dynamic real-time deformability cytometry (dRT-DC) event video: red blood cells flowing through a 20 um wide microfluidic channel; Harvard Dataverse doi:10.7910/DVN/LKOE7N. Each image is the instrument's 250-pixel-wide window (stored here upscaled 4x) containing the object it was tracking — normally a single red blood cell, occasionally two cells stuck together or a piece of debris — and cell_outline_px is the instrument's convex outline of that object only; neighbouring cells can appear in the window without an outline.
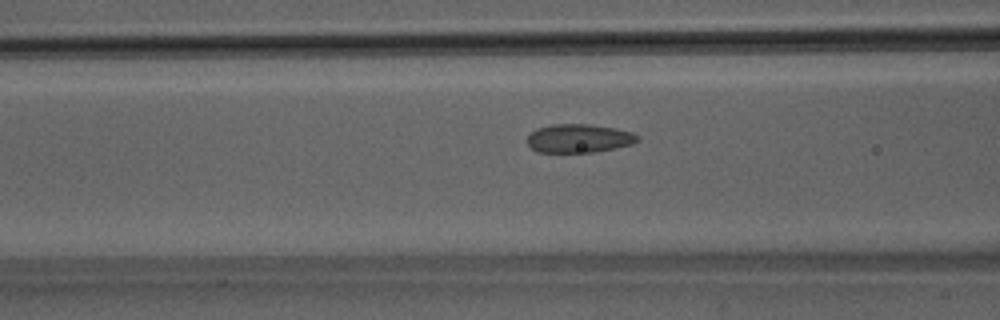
{"species": "Egyptian fruit bat (a non-hibernating species)", "species_latin": "Rousettus aegyptiacus", "temperature_condition": "room temperature", "stored_images_in_passage": 37, "segment_of_instrument_passage": [1, 2], "camera_frame_rate_fps": 3000, "um_per_image_px": 0.085, "animal": {"sex": "male"}, "frame": {"image": 1, "passage_image": 6, "time_ms": 1.667, "image_size_px": [1000, 320], "cell_outline_px": [[640, 140], [632, 144], [616, 148], [592, 152], [536, 152], [528, 144], [528, 136], [536, 128], [552, 124], [588, 124], [616, 128], [632, 132], [640, 136]], "centroid_in_image_um": [49.23, 11.76], "position_along_channel_um": 117.4, "area_um2": 18.44}}
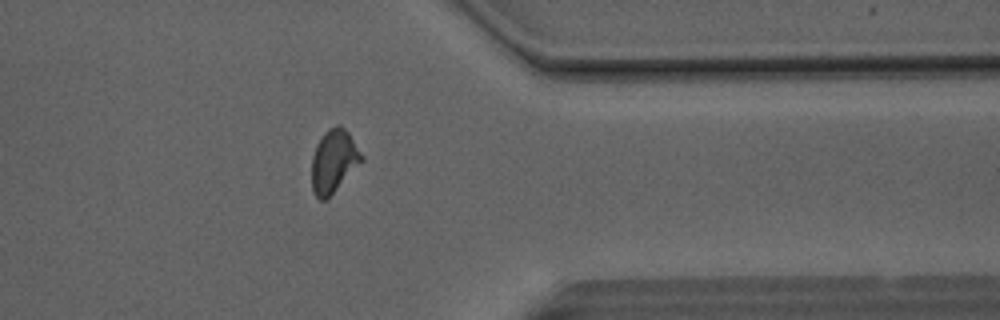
{"frame": {"image": 2, "passage_image": 26, "time_ms": 8.333, "image_size_px": [1000, 320], "cell_outline_px": [[364, 160], [324, 200], [320, 200], [312, 192], [312, 156], [316, 144], [324, 132], [328, 128], [336, 124], [340, 124], [348, 132], [364, 156]], "centroid_in_image_um": [28.36, 13.64], "position_along_channel_um": 383.0, "area_um2": 18.15}}
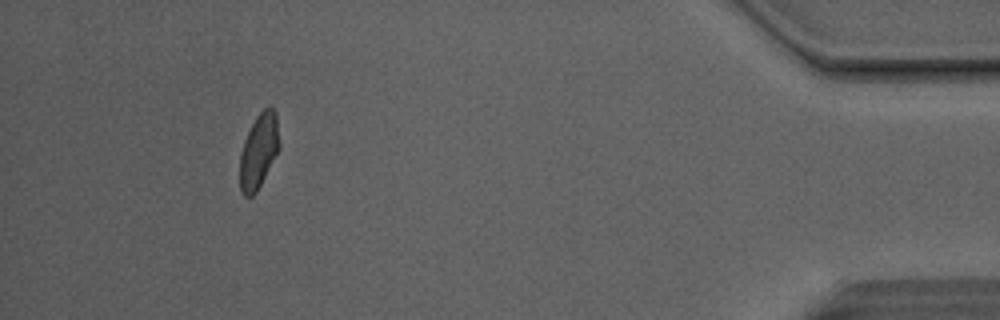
{"frame": {"image": 3, "passage_image": 32, "time_ms": 10.333, "image_size_px": [1000, 320], "cell_outline_px": [[280, 148], [256, 192], [252, 196], [244, 196], [240, 192], [240, 152], [244, 140], [256, 116], [264, 108], [272, 108], [276, 112], [280, 144]], "centroid_in_image_um": [21.99, 12.84], "position_along_channel_um": 413.2, "area_um2": 17.11}}